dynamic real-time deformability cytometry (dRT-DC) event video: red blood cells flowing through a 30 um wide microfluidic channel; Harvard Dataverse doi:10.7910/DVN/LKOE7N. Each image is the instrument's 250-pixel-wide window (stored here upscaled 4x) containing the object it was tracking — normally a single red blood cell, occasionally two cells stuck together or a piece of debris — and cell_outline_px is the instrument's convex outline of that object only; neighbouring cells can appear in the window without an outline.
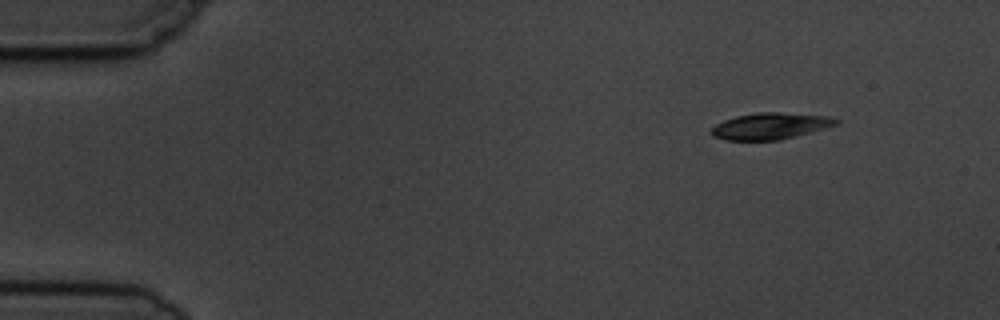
{"species": "common noctule bat (a hibernating species)", "species_latin": "Nyctalus noctula", "temperature_condition": "cold", "stored_images_in_passage": 10, "camera_frame_rate_fps": 3000, "um_per_image_px": 0.085, "animal": {"sex": "male", "body_mass_g": 19.5, "forearm_length_mm": 54.6}, "frame": {"image": 1, "passage_image": 1, "time_ms": 0.0, "image_size_px": [1000, 320], "cell_outline_px": [[840, 124], [780, 140], [724, 140], [712, 136], [712, 128], [716, 124], [724, 120], [736, 116], [756, 112], [780, 112], [828, 116], [840, 120]], "centroid_in_image_um": [65.49, 10.71], "position_along_channel_um": 19.5, "area_um2": 19.25}}
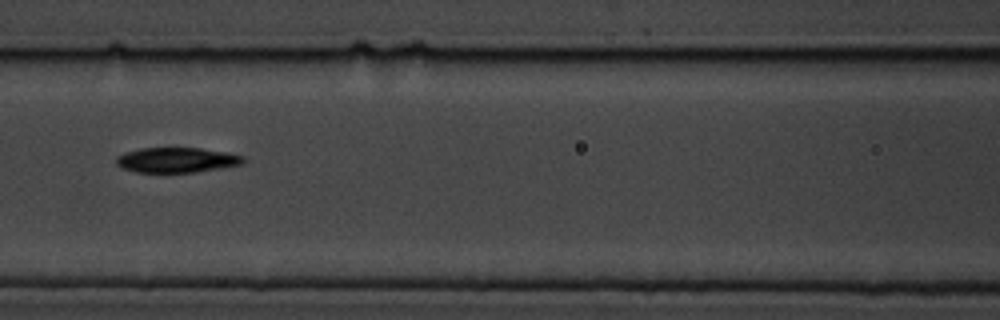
{"frame": {"image": 2, "passage_image": 6, "time_ms": 6.0, "image_size_px": [1000, 320], "cell_outline_px": [[244, 164], [196, 172], [136, 172], [124, 168], [116, 164], [116, 156], [124, 152], [140, 148], [200, 148], [224, 152], [244, 156]], "centroid_in_image_um": [15.0, 13.6], "position_along_channel_um": 151.6, "area_um2": 18.5}}
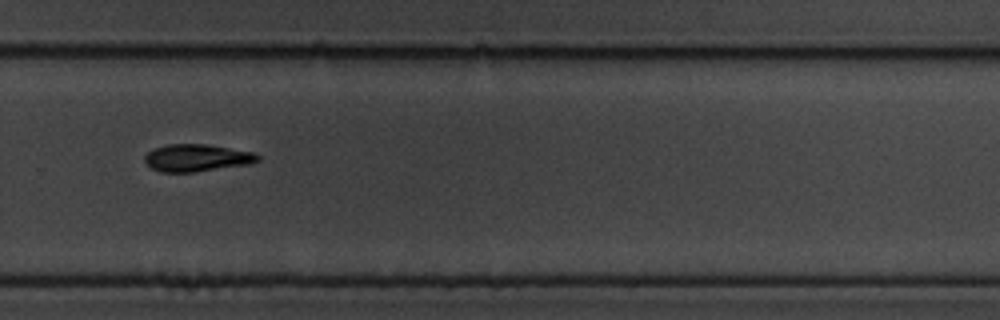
{"frame": {"image": 3, "passage_image": 10, "time_ms": 10.333, "image_size_px": [1000, 320], "cell_outline_px": [[260, 160], [252, 164], [192, 172], [160, 172], [152, 168], [144, 160], [144, 156], [152, 148], [168, 144], [204, 144], [256, 152], [260, 156]], "centroid_in_image_um": [16.75, 13.41], "position_along_channel_um": 313.0, "area_um2": 18.09}}